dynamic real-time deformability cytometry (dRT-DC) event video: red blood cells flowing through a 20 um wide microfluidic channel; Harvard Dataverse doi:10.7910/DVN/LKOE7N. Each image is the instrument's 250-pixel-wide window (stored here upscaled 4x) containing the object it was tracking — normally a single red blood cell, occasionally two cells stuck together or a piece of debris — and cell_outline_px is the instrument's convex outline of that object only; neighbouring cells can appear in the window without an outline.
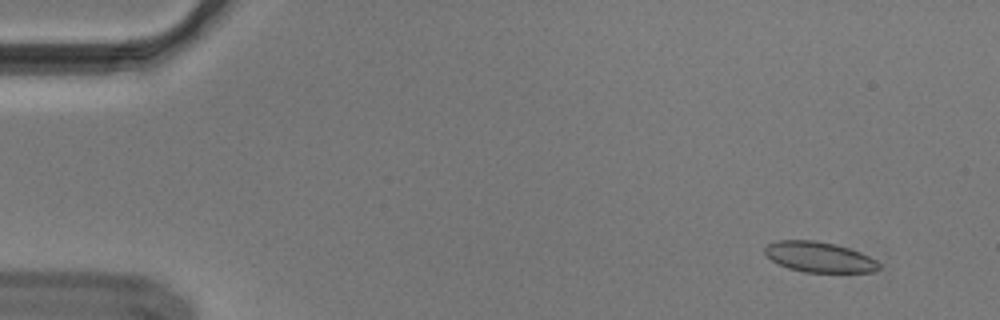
{"species": "Egyptian fruit bat (a non-hibernating species)", "species_latin": "Rousettus aegyptiacus", "temperature_condition": "cold", "stored_images_in_passage": 55, "segment_of_instrument_passage": [1, 2], "camera_frame_rate_fps": 3000, "um_per_image_px": 0.085, "animal": {"sex": "male"}, "frame": {"image": 1, "passage_image": 5, "time_ms": 1.333, "image_size_px": [1000, 320], "cell_outline_px": [[880, 268], [872, 272], [804, 272], [788, 268], [772, 260], [764, 252], [764, 248], [768, 244], [780, 240], [812, 240], [836, 244], [860, 252], [876, 260], [880, 264]], "centroid_in_image_um": [69.64, 21.85], "position_along_channel_um": 15.4, "area_um2": 20.06}}
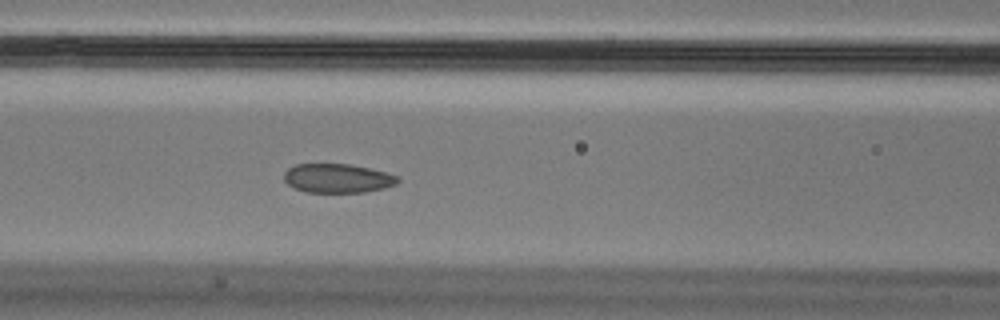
{"frame": {"image": 2, "passage_image": 24, "time_ms": 7.667, "image_size_px": [1000, 320], "cell_outline_px": [[400, 180], [396, 184], [384, 188], [364, 192], [304, 192], [288, 184], [284, 180], [284, 172], [288, 168], [296, 164], [348, 164], [388, 172], [400, 176]], "centroid_in_image_um": [28.72, 15.15], "position_along_channel_um": 137.9, "area_um2": 19.31}}
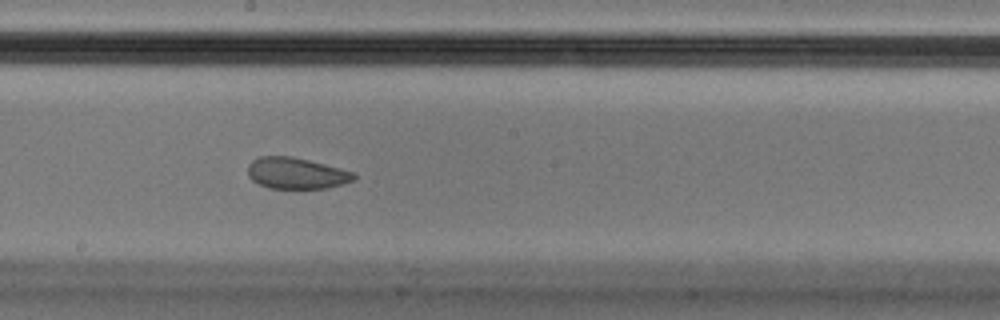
{"frame": {"image": 3, "passage_image": 31, "time_ms": 10.0, "image_size_px": [1000, 320], "cell_outline_px": [[356, 176], [352, 180], [328, 188], [268, 188], [252, 180], [248, 176], [248, 164], [252, 160], [260, 156], [292, 156], [324, 164], [352, 172]], "centroid_in_image_um": [25.12, 14.72], "position_along_channel_um": 223.1, "area_um2": 19.07}}